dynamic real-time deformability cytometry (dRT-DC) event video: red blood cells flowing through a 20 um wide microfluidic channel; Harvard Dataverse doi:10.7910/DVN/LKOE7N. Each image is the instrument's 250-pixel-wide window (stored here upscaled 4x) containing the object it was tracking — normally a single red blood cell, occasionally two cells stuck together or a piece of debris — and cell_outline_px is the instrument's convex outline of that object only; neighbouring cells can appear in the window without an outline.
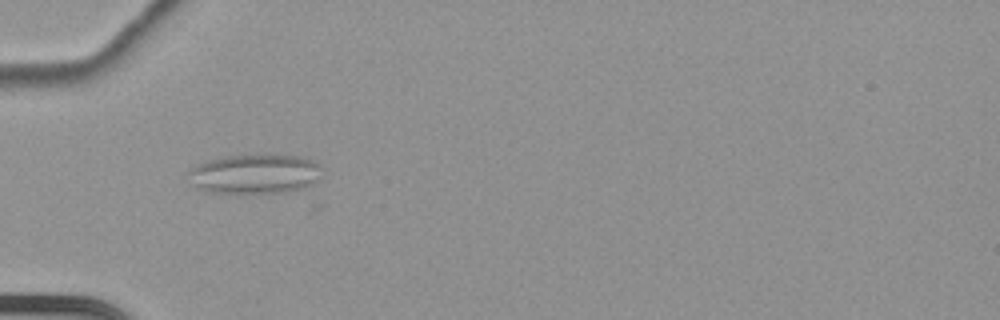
{"species": "common noctule bat (a hibernating species)", "species_latin": "Nyctalus noctula", "temperature_condition": "cold", "stored_images_in_passage": 41, "camera_frame_rate_fps": 3000, "um_per_image_px": 0.085, "animal": {"sex": "female", "body_mass_g": 22.7, "forearm_length_mm": 54.2}, "frame": {"image": 1, "passage_image": 1, "time_ms": 0.0, "image_size_px": [1000, 320], "cell_outline_px": [[320, 180], [304, 188], [284, 192], [208, 192], [196, 188], [184, 176], [196, 164], [204, 160], [228, 156], [300, 156], [316, 160], [320, 164]], "centroid_in_image_um": [21.63, 14.79], "position_along_channel_um": 63.4, "area_um2": 30.81}, "authors_computed_cell_mechanics": {"area_um2": 23.409, "velocity_mm_per_s": 3.4768, "shape_relaxation_time_tau1_ms": null, "shape_relaxation_time_tau2_ms": 2.4327, "deformation_change_tau1": null, "deformation_change_tau2": 0.1108}}